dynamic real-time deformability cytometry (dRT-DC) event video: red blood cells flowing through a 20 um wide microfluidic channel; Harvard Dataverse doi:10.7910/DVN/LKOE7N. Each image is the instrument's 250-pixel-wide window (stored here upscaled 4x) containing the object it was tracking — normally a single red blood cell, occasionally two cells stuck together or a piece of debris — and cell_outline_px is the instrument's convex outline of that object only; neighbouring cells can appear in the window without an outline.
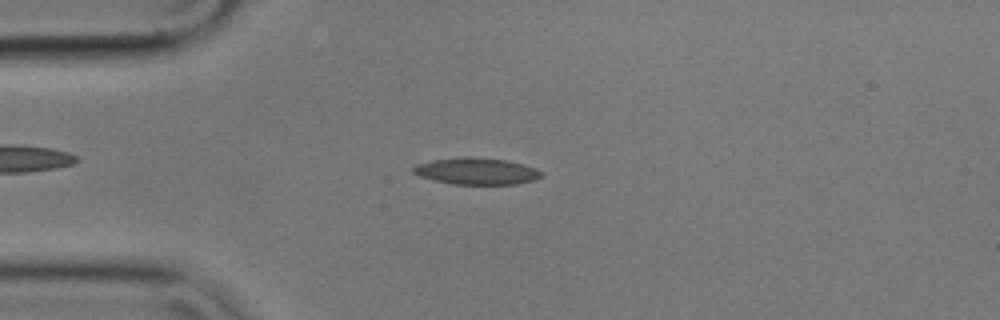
{"species": "common noctule bat (a hibernating species)", "species_latin": "Nyctalus noctula", "temperature_condition": "cold", "stored_images_in_passage": 54, "camera_frame_rate_fps": 3000, "um_per_image_px": 0.085, "animal": {"sex": "male", "body_mass_g": 17.9}, "frame": {"image": 1, "passage_image": 12, "time_ms": 3.667, "image_size_px": [1000, 320], "cell_outline_px": [[540, 176], [536, 180], [516, 184], [452, 184], [420, 176], [412, 172], [412, 168], [416, 164], [432, 160], [464, 156], [468, 156], [504, 160], [536, 168], [540, 172]], "centroid_in_image_um": [40.46, 14.55], "position_along_channel_um": 44.5, "area_um2": 19.71}}
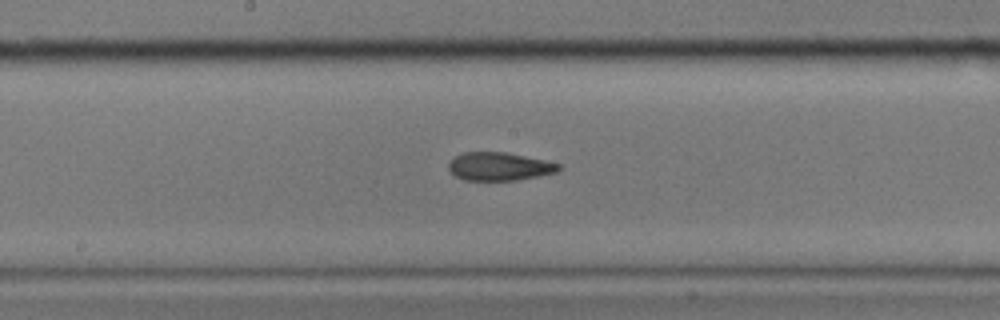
{"frame": {"image": 2, "passage_image": 27, "time_ms": 8.667, "image_size_px": [1000, 320], "cell_outline_px": [[564, 168], [556, 172], [540, 176], [516, 180], [464, 180], [456, 176], [448, 168], [448, 164], [456, 156], [464, 152], [504, 152], [544, 160], [560, 164]], "centroid_in_image_um": [42.47, 14.15], "position_along_channel_um": 205.7, "area_um2": 17.98}}
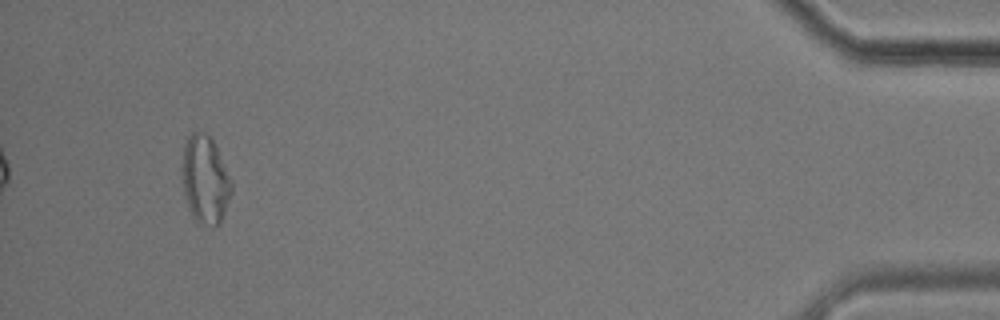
{"frame": {"image": 3, "passage_image": 51, "time_ms": 16.667, "image_size_px": [1000, 320], "cell_outline_px": [[232, 192], [220, 224], [216, 228], [212, 228], [200, 224], [192, 216], [184, 192], [180, 176], [184, 144], [188, 136], [196, 128], [204, 132], [212, 140], [232, 180]], "centroid_in_image_um": [17.42, 15.28], "position_along_channel_um": 417.8, "area_um2": 25.78}, "authors_computed_cell_mechanics": {"area_um2": 19.6809, "velocity_mm_per_s": 3.5567, "shape_relaxation_time_tau1_ms": 5.1054, "shape_relaxation_time_tau2_ms": 3.6476, "deformation_change_tau1": 0.1428, "deformation_change_tau2": 0.1267}}